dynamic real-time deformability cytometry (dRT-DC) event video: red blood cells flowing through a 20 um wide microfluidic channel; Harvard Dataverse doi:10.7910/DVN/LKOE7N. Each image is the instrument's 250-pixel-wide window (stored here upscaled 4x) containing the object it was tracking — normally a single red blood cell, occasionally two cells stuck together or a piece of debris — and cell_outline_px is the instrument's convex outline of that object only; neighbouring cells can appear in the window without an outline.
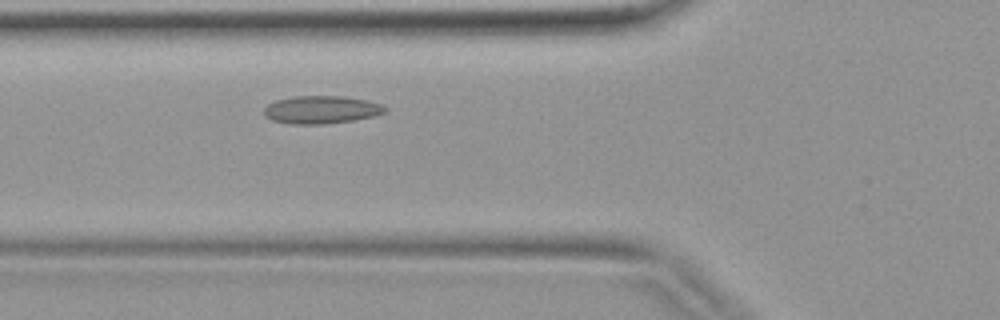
{"species": "common noctule bat (a hibernating species)", "species_latin": "Nyctalus noctula", "temperature_condition": "warm", "stored_images_in_passage": 34, "camera_frame_rate_fps": 3000, "um_per_image_px": 0.085, "animal": {"sex": "female", "body_mass_g": 19.9}, "frame": {"image": 1, "passage_image": 8, "time_ms": 2.333, "image_size_px": [1000, 320], "cell_outline_px": [[388, 112], [372, 116], [352, 120], [320, 124], [292, 124], [272, 120], [264, 116], [264, 108], [268, 104], [276, 100], [292, 96], [344, 96], [368, 100], [380, 104], [388, 108]], "centroid_in_image_um": [27.31, 9.31], "position_along_channel_um": 98.5, "area_um2": 19.65}}
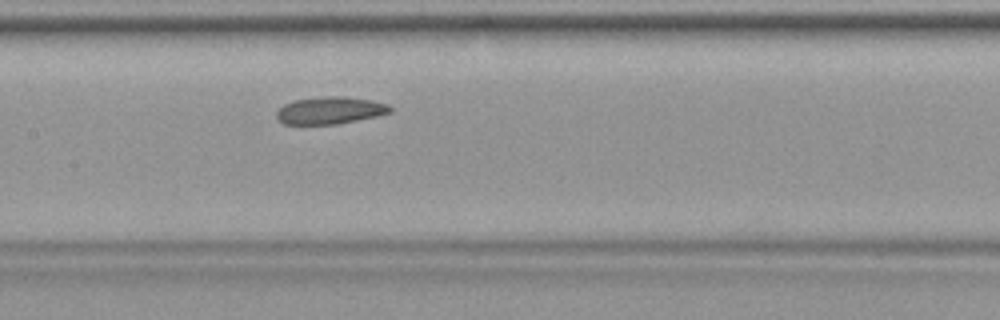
{"frame": {"image": 2, "passage_image": 13, "time_ms": 4.0, "image_size_px": [1000, 320], "cell_outline_px": [[392, 112], [376, 116], [336, 124], [284, 124], [276, 116], [276, 112], [284, 104], [296, 100], [324, 96], [344, 96], [372, 100], [388, 104], [392, 108]], "centroid_in_image_um": [28.07, 9.38], "position_along_channel_um": 179.3, "area_um2": 17.92}}
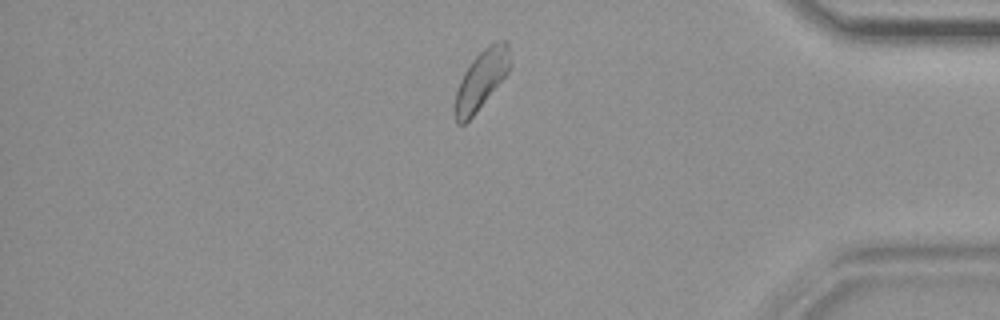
{"frame": {"image": 3, "passage_image": 28, "time_ms": 9.0, "image_size_px": [1000, 320], "cell_outline_px": [[512, 64], [508, 72], [476, 112], [464, 124], [456, 124], [452, 112], [456, 92], [460, 80], [464, 72], [472, 60], [488, 44], [496, 40], [504, 40], [508, 44], [512, 60]], "centroid_in_image_um": [40.9, 6.77], "position_along_channel_um": 394.3, "area_um2": 19.13}}